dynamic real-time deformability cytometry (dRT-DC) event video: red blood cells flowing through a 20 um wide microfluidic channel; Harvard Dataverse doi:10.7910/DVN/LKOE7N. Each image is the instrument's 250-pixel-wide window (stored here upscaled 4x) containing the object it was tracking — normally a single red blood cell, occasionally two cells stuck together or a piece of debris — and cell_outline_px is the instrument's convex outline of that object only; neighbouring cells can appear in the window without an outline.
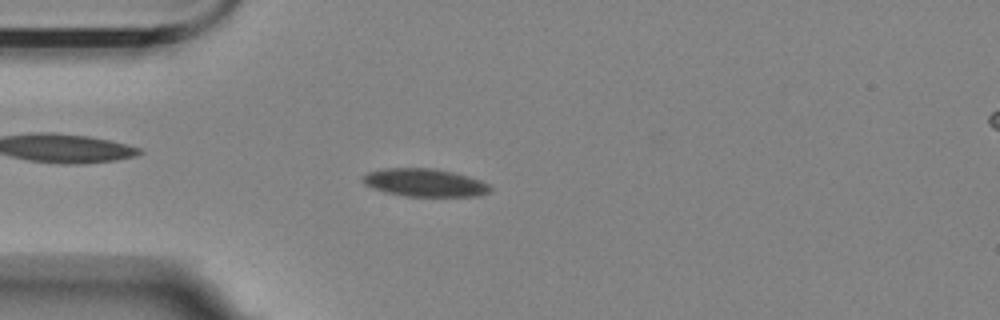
{"species": "Egyptian fruit bat (a non-hibernating species)", "species_latin": "Rousettus aegyptiacus", "temperature_condition": "room temperature", "stored_images_in_passage": 56, "camera_frame_rate_fps": 3000, "um_per_image_px": 0.085, "animal": {"sex": "female"}, "frame": {"image": 1, "passage_image": 13, "time_ms": 4.0, "image_size_px": [1000, 320], "cell_outline_px": [[492, 188], [488, 192], [480, 196], [404, 196], [388, 192], [364, 184], [360, 180], [360, 176], [368, 172], [384, 168], [436, 168], [468, 176], [480, 180], [488, 184]], "centroid_in_image_um": [36.09, 15.51], "position_along_channel_um": 48.9, "area_um2": 20.69}}
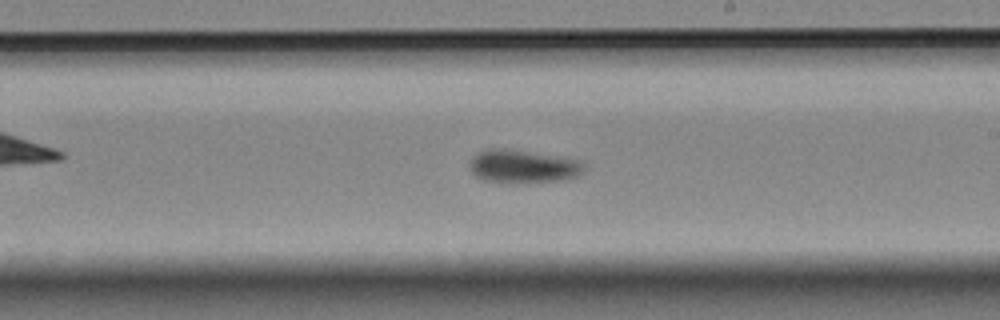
{"frame": {"image": 2, "passage_image": 31, "time_ms": 10.0, "image_size_px": [1000, 320], "cell_outline_px": [[588, 164], [584, 172], [580, 176], [568, 180], [512, 184], [484, 180], [476, 176], [468, 168], [468, 160], [476, 152], [484, 148], [504, 148], [580, 160]], "centroid_in_image_um": [44.45, 14.16], "position_along_channel_um": 244.5, "area_um2": 23.0}}
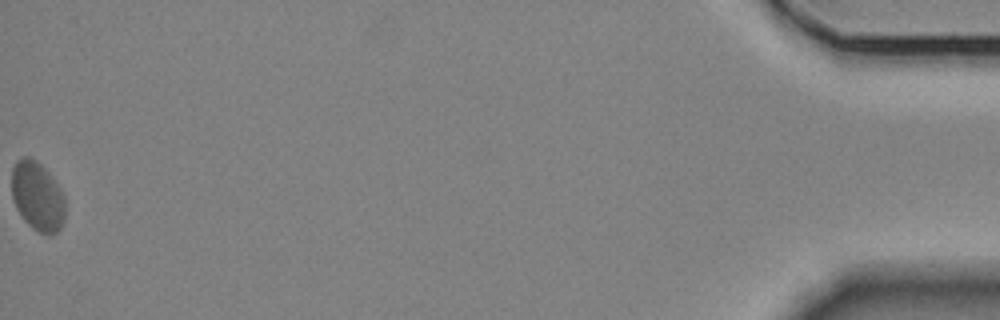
{"frame": {"image": 3, "passage_image": 56, "time_ms": 18.333, "image_size_px": [1000, 320], "cell_outline_px": [[64, 220], [60, 228], [52, 236], [48, 236], [32, 228], [24, 220], [16, 208], [12, 196], [12, 168], [16, 160], [24, 156], [28, 156], [36, 160], [48, 172], [60, 188], [64, 196]], "centroid_in_image_um": [3.17, 16.69], "position_along_channel_um": 432.0, "area_um2": 21.62}}